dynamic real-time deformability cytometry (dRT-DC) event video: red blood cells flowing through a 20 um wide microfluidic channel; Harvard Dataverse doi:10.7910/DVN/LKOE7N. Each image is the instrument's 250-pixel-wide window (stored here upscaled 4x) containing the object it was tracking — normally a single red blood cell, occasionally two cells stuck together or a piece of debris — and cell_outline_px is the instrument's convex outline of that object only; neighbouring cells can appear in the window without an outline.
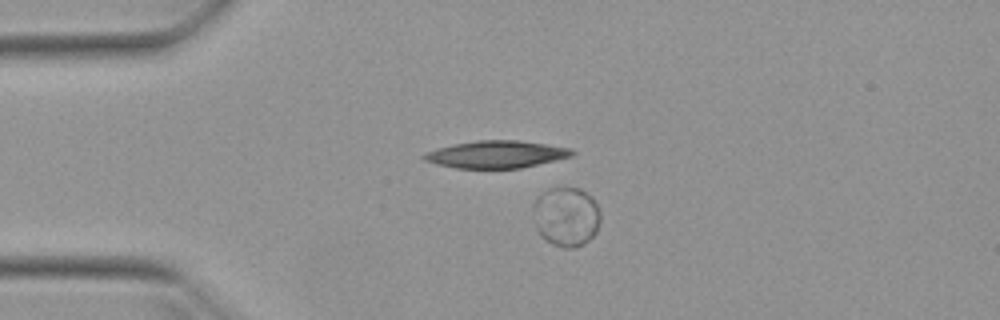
{"species": "Egyptian fruit bat (a non-hibernating species)", "species_latin": "Rousettus aegyptiacus", "temperature_condition": "warm", "stored_images_in_passage": 24, "camera_frame_rate_fps": 3000, "um_per_image_px": 0.085, "animal": {"sex": "female"}, "frame": {"image": 1, "passage_image": 1, "time_ms": 0.0, "image_size_px": [1000, 320], "cell_outline_px": [[600, 220], [596, 232], [584, 244], [576, 248], [564, 248], [552, 244], [540, 236], [536, 228], [532, 204], [548, 188], [580, 188], [592, 196], [600, 212]], "centroid_in_image_um": [48.13, 18.42], "position_along_channel_um": 36.9, "area_um2": 23.41}}
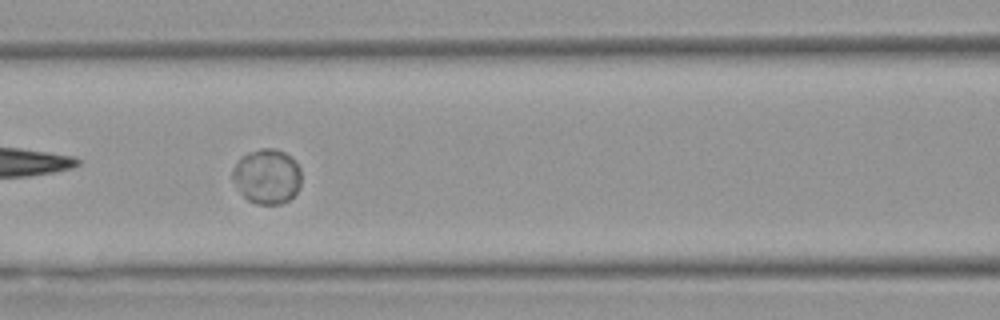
{"frame": {"image": 2, "passage_image": 12, "time_ms": 3.667, "image_size_px": [1000, 320], "cell_outline_px": [[300, 188], [288, 200], [280, 204], [256, 204], [248, 200], [240, 192], [232, 176], [232, 172], [240, 156], [248, 152], [260, 148], [276, 148], [284, 152], [300, 168]], "centroid_in_image_um": [22.68, 14.99], "position_along_channel_um": 143.9, "area_um2": 21.85}}
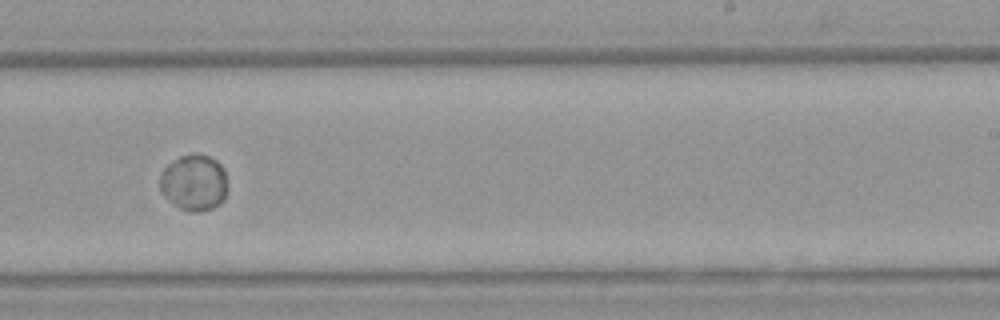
{"frame": {"image": 3, "passage_image": 22, "time_ms": 7.0, "image_size_px": [1000, 320], "cell_outline_px": [[228, 188], [224, 200], [220, 204], [212, 208], [200, 212], [192, 212], [180, 208], [164, 196], [160, 192], [160, 176], [164, 168], [168, 164], [180, 156], [192, 152], [196, 152], [208, 156], [216, 160], [224, 168]], "centroid_in_image_um": [16.51, 15.51], "position_along_channel_um": 272.5, "area_um2": 22.48}}